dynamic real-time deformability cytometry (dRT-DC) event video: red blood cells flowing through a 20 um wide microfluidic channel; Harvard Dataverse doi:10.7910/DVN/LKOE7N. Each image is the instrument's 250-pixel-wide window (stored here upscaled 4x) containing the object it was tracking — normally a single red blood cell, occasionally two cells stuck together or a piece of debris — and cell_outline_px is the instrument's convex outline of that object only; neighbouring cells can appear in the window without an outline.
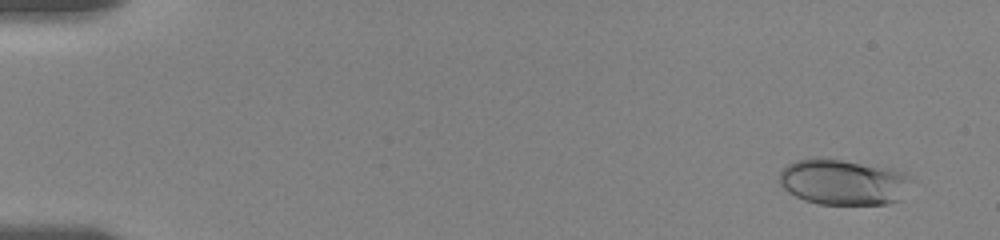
{"species": "human", "species_latin": "Homo sapiens", "temperature_condition": "room temperature", "stored_images_in_passage": 20, "camera_frame_rate_fps": 3000, "um_per_image_px": 0.085, "donor": {"sex": "female"}, "frame": {"image": 1, "passage_image": 2, "time_ms": 1.0, "image_size_px": [1000, 240], "cell_outline_px": [[912, 176], [900, 200], [888, 204], [816, 204], [804, 200], [788, 192], [780, 184], [780, 172], [788, 164], [796, 160], [840, 160], [892, 168], [904, 172]], "centroid_in_image_um": [71.7, 15.5], "position_along_channel_um": 13.3, "area_um2": 34.62}}
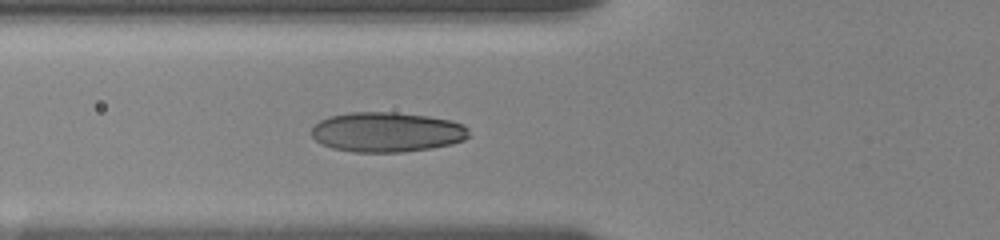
{"frame": {"image": 2, "passage_image": 14, "time_ms": 7.0, "image_size_px": [1000, 240], "cell_outline_px": [[468, 136], [464, 140], [452, 144], [432, 148], [404, 152], [352, 152], [332, 148], [316, 140], [312, 136], [312, 128], [320, 120], [332, 116], [352, 112], [396, 112], [428, 116], [448, 120], [464, 124], [468, 128]], "centroid_in_image_um": [32.91, 11.23], "position_along_channel_um": 92.9, "area_um2": 36.53}}
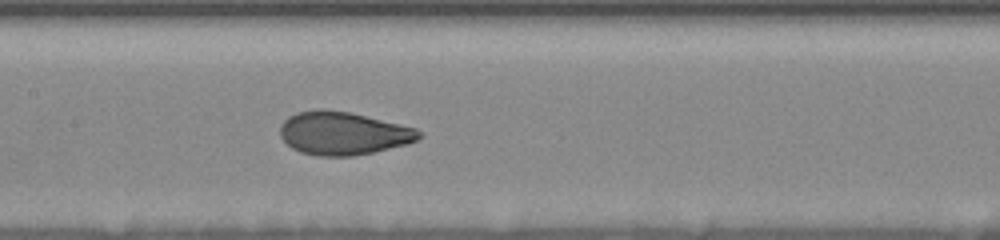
{"frame": {"image": 3, "passage_image": 20, "time_ms": 9.333, "image_size_px": [1000, 240], "cell_outline_px": [[424, 136], [408, 144], [372, 152], [352, 156], [316, 156], [300, 152], [292, 148], [280, 136], [280, 124], [288, 116], [296, 112], [316, 108], [324, 108], [348, 112], [400, 124], [416, 128], [424, 132]], "centroid_in_image_um": [29.15, 11.32], "position_along_channel_um": 178.2, "area_um2": 35.14}}